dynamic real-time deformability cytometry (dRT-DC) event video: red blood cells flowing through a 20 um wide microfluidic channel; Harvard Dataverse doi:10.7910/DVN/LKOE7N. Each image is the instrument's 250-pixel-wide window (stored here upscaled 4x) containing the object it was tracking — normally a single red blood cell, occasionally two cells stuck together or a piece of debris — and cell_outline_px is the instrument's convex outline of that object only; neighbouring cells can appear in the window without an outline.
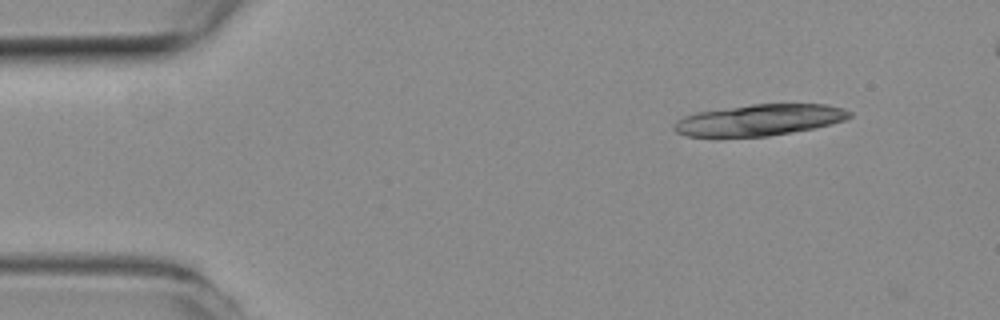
{"species": "common noctule bat (a hibernating species)", "species_latin": "Nyctalus noctula", "temperature_condition": "room temperature", "stored_images_in_passage": 16, "camera_frame_rate_fps": 3000, "um_per_image_px": 0.085, "animal": {"sex": "female", "body_mass_g": 19.3, "forearm_length_mm": 54.1}, "frame": {"image": 1, "passage_image": 1, "time_ms": 0.0, "image_size_px": [1000, 320], "cell_outline_px": [[852, 116], [844, 120], [812, 128], [768, 136], [688, 136], [676, 132], [672, 128], [672, 124], [676, 120], [684, 116], [696, 112], [752, 104], [824, 104], [844, 108], [852, 112]], "centroid_in_image_um": [64.52, 10.19], "position_along_channel_um": 20.5, "area_um2": 31.73}}